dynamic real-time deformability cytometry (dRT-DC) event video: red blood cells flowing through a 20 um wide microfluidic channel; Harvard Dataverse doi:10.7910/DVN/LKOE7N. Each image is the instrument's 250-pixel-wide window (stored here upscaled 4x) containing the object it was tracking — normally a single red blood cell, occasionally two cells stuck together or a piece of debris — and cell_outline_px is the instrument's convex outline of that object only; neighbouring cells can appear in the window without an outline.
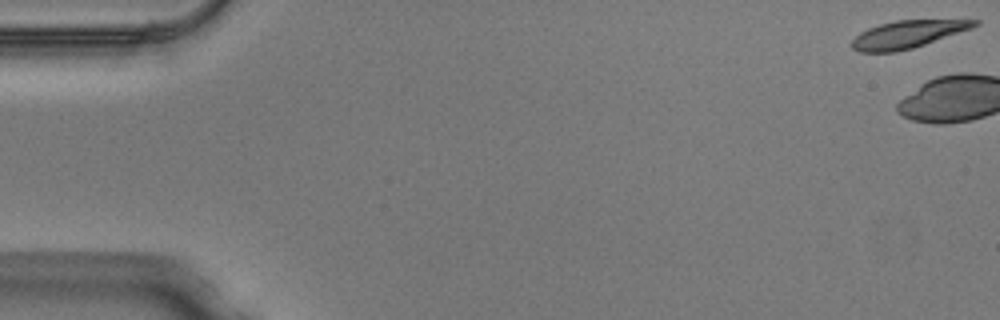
{"species": "Egyptian fruit bat (a non-hibernating species)", "species_latin": "Rousettus aegyptiacus", "temperature_condition": "warm", "stored_images_in_passage": 3, "camera_frame_rate_fps": 3000, "um_per_image_px": 0.085, "animal": {"sex": "male"}, "frame": {"image": 1, "passage_image": 1, "time_ms": 0.0, "image_size_px": [1000, 320], "cell_outline_px": [[980, 24], [972, 28], [912, 48], [896, 52], [860, 52], [852, 48], [852, 40], [860, 32], [868, 28], [880, 24], [896, 20], [980, 20]], "centroid_in_image_um": [77.13, 2.91], "position_along_channel_um": 7.9, "area_um2": 19.42}}